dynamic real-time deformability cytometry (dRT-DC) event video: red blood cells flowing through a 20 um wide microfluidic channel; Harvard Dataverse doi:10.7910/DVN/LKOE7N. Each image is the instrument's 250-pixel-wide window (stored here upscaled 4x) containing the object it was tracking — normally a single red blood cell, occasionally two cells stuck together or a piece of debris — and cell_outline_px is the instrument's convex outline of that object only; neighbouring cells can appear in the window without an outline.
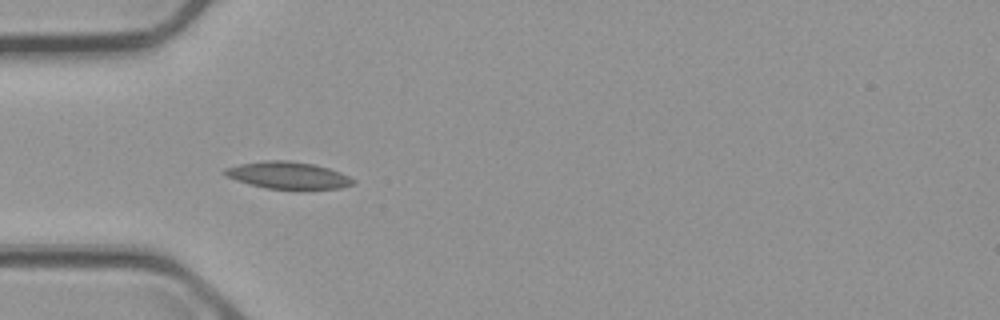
{"species": "common noctule bat (a hibernating species)", "species_latin": "Nyctalus noctula", "temperature_condition": "cold", "stored_images_in_passage": 4, "camera_frame_rate_fps": 3000, "um_per_image_px": 0.085, "animal": {"sex": "male", "body_mass_g": 23.1, "forearm_length_mm": 52.7}, "frame": {"image": 1, "passage_image": 4, "time_ms": 4.0, "image_size_px": [1000, 320], "cell_outline_px": [[356, 184], [340, 188], [300, 192], [264, 188], [248, 184], [224, 176], [220, 172], [224, 168], [240, 164], [264, 160], [288, 160], [312, 164], [328, 168], [340, 172], [356, 180]], "centroid_in_image_um": [24.49, 14.95], "position_along_channel_um": 60.5, "area_um2": 21.27}}